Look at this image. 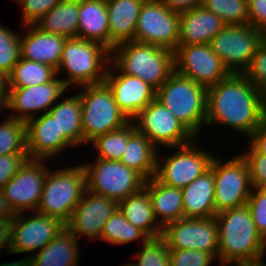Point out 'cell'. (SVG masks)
Listing matches in <instances>:
<instances>
[{
  "label": "cell",
  "instance_id": "cell-49",
  "mask_svg": "<svg viewBox=\"0 0 266 266\" xmlns=\"http://www.w3.org/2000/svg\"><path fill=\"white\" fill-rule=\"evenodd\" d=\"M11 234L12 220H0V250L6 248L7 254H10Z\"/></svg>",
  "mask_w": 266,
  "mask_h": 266
},
{
  "label": "cell",
  "instance_id": "cell-21",
  "mask_svg": "<svg viewBox=\"0 0 266 266\" xmlns=\"http://www.w3.org/2000/svg\"><path fill=\"white\" fill-rule=\"evenodd\" d=\"M27 155L30 159L59 156L72 145L58 132L55 118L45 112L26 122Z\"/></svg>",
  "mask_w": 266,
  "mask_h": 266
},
{
  "label": "cell",
  "instance_id": "cell-40",
  "mask_svg": "<svg viewBox=\"0 0 266 266\" xmlns=\"http://www.w3.org/2000/svg\"><path fill=\"white\" fill-rule=\"evenodd\" d=\"M170 266H211L217 258L206 251L193 249H169Z\"/></svg>",
  "mask_w": 266,
  "mask_h": 266
},
{
  "label": "cell",
  "instance_id": "cell-33",
  "mask_svg": "<svg viewBox=\"0 0 266 266\" xmlns=\"http://www.w3.org/2000/svg\"><path fill=\"white\" fill-rule=\"evenodd\" d=\"M57 72L49 65L20 58L8 75L9 88L43 85L52 81Z\"/></svg>",
  "mask_w": 266,
  "mask_h": 266
},
{
  "label": "cell",
  "instance_id": "cell-31",
  "mask_svg": "<svg viewBox=\"0 0 266 266\" xmlns=\"http://www.w3.org/2000/svg\"><path fill=\"white\" fill-rule=\"evenodd\" d=\"M61 101V102H60ZM48 111L56 120L58 132L72 145V148L83 145L81 124V101L77 93L66 98L61 97Z\"/></svg>",
  "mask_w": 266,
  "mask_h": 266
},
{
  "label": "cell",
  "instance_id": "cell-38",
  "mask_svg": "<svg viewBox=\"0 0 266 266\" xmlns=\"http://www.w3.org/2000/svg\"><path fill=\"white\" fill-rule=\"evenodd\" d=\"M141 250L133 254L136 263L129 262L124 266H170V252L166 242L161 238L149 239L141 244Z\"/></svg>",
  "mask_w": 266,
  "mask_h": 266
},
{
  "label": "cell",
  "instance_id": "cell-15",
  "mask_svg": "<svg viewBox=\"0 0 266 266\" xmlns=\"http://www.w3.org/2000/svg\"><path fill=\"white\" fill-rule=\"evenodd\" d=\"M46 162L45 159L28 158L3 186L2 194L15 214L36 211L48 173Z\"/></svg>",
  "mask_w": 266,
  "mask_h": 266
},
{
  "label": "cell",
  "instance_id": "cell-25",
  "mask_svg": "<svg viewBox=\"0 0 266 266\" xmlns=\"http://www.w3.org/2000/svg\"><path fill=\"white\" fill-rule=\"evenodd\" d=\"M184 218L215 217V178L209 168L201 176L182 188Z\"/></svg>",
  "mask_w": 266,
  "mask_h": 266
},
{
  "label": "cell",
  "instance_id": "cell-46",
  "mask_svg": "<svg viewBox=\"0 0 266 266\" xmlns=\"http://www.w3.org/2000/svg\"><path fill=\"white\" fill-rule=\"evenodd\" d=\"M248 24L266 35V0H248Z\"/></svg>",
  "mask_w": 266,
  "mask_h": 266
},
{
  "label": "cell",
  "instance_id": "cell-54",
  "mask_svg": "<svg viewBox=\"0 0 266 266\" xmlns=\"http://www.w3.org/2000/svg\"><path fill=\"white\" fill-rule=\"evenodd\" d=\"M263 253H264V257L266 255V234L263 237Z\"/></svg>",
  "mask_w": 266,
  "mask_h": 266
},
{
  "label": "cell",
  "instance_id": "cell-22",
  "mask_svg": "<svg viewBox=\"0 0 266 266\" xmlns=\"http://www.w3.org/2000/svg\"><path fill=\"white\" fill-rule=\"evenodd\" d=\"M23 28L26 33L20 34V58L49 65L57 71L67 37L42 32L35 25Z\"/></svg>",
  "mask_w": 266,
  "mask_h": 266
},
{
  "label": "cell",
  "instance_id": "cell-19",
  "mask_svg": "<svg viewBox=\"0 0 266 266\" xmlns=\"http://www.w3.org/2000/svg\"><path fill=\"white\" fill-rule=\"evenodd\" d=\"M109 66L104 82L111 89L119 109L132 121L156 98V90L139 77L122 73L111 61Z\"/></svg>",
  "mask_w": 266,
  "mask_h": 266
},
{
  "label": "cell",
  "instance_id": "cell-12",
  "mask_svg": "<svg viewBox=\"0 0 266 266\" xmlns=\"http://www.w3.org/2000/svg\"><path fill=\"white\" fill-rule=\"evenodd\" d=\"M198 139L190 144L176 147L177 152L165 159L160 158L162 157L160 155L157 156L154 177L165 185L182 189L207 171L214 155L197 146Z\"/></svg>",
  "mask_w": 266,
  "mask_h": 266
},
{
  "label": "cell",
  "instance_id": "cell-41",
  "mask_svg": "<svg viewBox=\"0 0 266 266\" xmlns=\"http://www.w3.org/2000/svg\"><path fill=\"white\" fill-rule=\"evenodd\" d=\"M243 74L266 96V37L258 45L250 66Z\"/></svg>",
  "mask_w": 266,
  "mask_h": 266
},
{
  "label": "cell",
  "instance_id": "cell-11",
  "mask_svg": "<svg viewBox=\"0 0 266 266\" xmlns=\"http://www.w3.org/2000/svg\"><path fill=\"white\" fill-rule=\"evenodd\" d=\"M136 129L156 147L174 149L190 144L196 137L156 98L133 120ZM174 148V149H173Z\"/></svg>",
  "mask_w": 266,
  "mask_h": 266
},
{
  "label": "cell",
  "instance_id": "cell-48",
  "mask_svg": "<svg viewBox=\"0 0 266 266\" xmlns=\"http://www.w3.org/2000/svg\"><path fill=\"white\" fill-rule=\"evenodd\" d=\"M172 12L183 13L202 6L204 0H161Z\"/></svg>",
  "mask_w": 266,
  "mask_h": 266
},
{
  "label": "cell",
  "instance_id": "cell-36",
  "mask_svg": "<svg viewBox=\"0 0 266 266\" xmlns=\"http://www.w3.org/2000/svg\"><path fill=\"white\" fill-rule=\"evenodd\" d=\"M129 139V123L123 127L96 137L92 144L97 157L105 160L120 161Z\"/></svg>",
  "mask_w": 266,
  "mask_h": 266
},
{
  "label": "cell",
  "instance_id": "cell-28",
  "mask_svg": "<svg viewBox=\"0 0 266 266\" xmlns=\"http://www.w3.org/2000/svg\"><path fill=\"white\" fill-rule=\"evenodd\" d=\"M77 38L98 42L109 49L106 0H79Z\"/></svg>",
  "mask_w": 266,
  "mask_h": 266
},
{
  "label": "cell",
  "instance_id": "cell-14",
  "mask_svg": "<svg viewBox=\"0 0 266 266\" xmlns=\"http://www.w3.org/2000/svg\"><path fill=\"white\" fill-rule=\"evenodd\" d=\"M16 213L12 220L10 254L38 253L66 227L59 219L36 211ZM25 215V216H24ZM36 251V252H35Z\"/></svg>",
  "mask_w": 266,
  "mask_h": 266
},
{
  "label": "cell",
  "instance_id": "cell-52",
  "mask_svg": "<svg viewBox=\"0 0 266 266\" xmlns=\"http://www.w3.org/2000/svg\"><path fill=\"white\" fill-rule=\"evenodd\" d=\"M0 266H32V265H31L30 258L26 257L22 260L20 259L15 262L13 261V262H7V263L0 264Z\"/></svg>",
  "mask_w": 266,
  "mask_h": 266
},
{
  "label": "cell",
  "instance_id": "cell-4",
  "mask_svg": "<svg viewBox=\"0 0 266 266\" xmlns=\"http://www.w3.org/2000/svg\"><path fill=\"white\" fill-rule=\"evenodd\" d=\"M208 88L174 71L156 91L161 102L198 138L206 124Z\"/></svg>",
  "mask_w": 266,
  "mask_h": 266
},
{
  "label": "cell",
  "instance_id": "cell-23",
  "mask_svg": "<svg viewBox=\"0 0 266 266\" xmlns=\"http://www.w3.org/2000/svg\"><path fill=\"white\" fill-rule=\"evenodd\" d=\"M225 26L223 21L203 6L180 14L178 45L210 44Z\"/></svg>",
  "mask_w": 266,
  "mask_h": 266
},
{
  "label": "cell",
  "instance_id": "cell-9",
  "mask_svg": "<svg viewBox=\"0 0 266 266\" xmlns=\"http://www.w3.org/2000/svg\"><path fill=\"white\" fill-rule=\"evenodd\" d=\"M266 35L251 24L225 25L210 46L230 73L243 74Z\"/></svg>",
  "mask_w": 266,
  "mask_h": 266
},
{
  "label": "cell",
  "instance_id": "cell-8",
  "mask_svg": "<svg viewBox=\"0 0 266 266\" xmlns=\"http://www.w3.org/2000/svg\"><path fill=\"white\" fill-rule=\"evenodd\" d=\"M82 164L86 173L87 190L106 196L117 203L144 188L146 179L120 161L96 158Z\"/></svg>",
  "mask_w": 266,
  "mask_h": 266
},
{
  "label": "cell",
  "instance_id": "cell-6",
  "mask_svg": "<svg viewBox=\"0 0 266 266\" xmlns=\"http://www.w3.org/2000/svg\"><path fill=\"white\" fill-rule=\"evenodd\" d=\"M86 189L83 165L54 171L48 168L36 212L59 219L66 225Z\"/></svg>",
  "mask_w": 266,
  "mask_h": 266
},
{
  "label": "cell",
  "instance_id": "cell-35",
  "mask_svg": "<svg viewBox=\"0 0 266 266\" xmlns=\"http://www.w3.org/2000/svg\"><path fill=\"white\" fill-rule=\"evenodd\" d=\"M27 153L26 123L7 117L0 123V156Z\"/></svg>",
  "mask_w": 266,
  "mask_h": 266
},
{
  "label": "cell",
  "instance_id": "cell-18",
  "mask_svg": "<svg viewBox=\"0 0 266 266\" xmlns=\"http://www.w3.org/2000/svg\"><path fill=\"white\" fill-rule=\"evenodd\" d=\"M58 76L59 74L52 81L43 85L9 88L7 104L4 109L15 112L9 117L26 123L35 118L36 113L48 112L60 100L64 92L70 90Z\"/></svg>",
  "mask_w": 266,
  "mask_h": 266
},
{
  "label": "cell",
  "instance_id": "cell-1",
  "mask_svg": "<svg viewBox=\"0 0 266 266\" xmlns=\"http://www.w3.org/2000/svg\"><path fill=\"white\" fill-rule=\"evenodd\" d=\"M265 118L266 96L244 74L208 88L205 126L218 123L249 137Z\"/></svg>",
  "mask_w": 266,
  "mask_h": 266
},
{
  "label": "cell",
  "instance_id": "cell-34",
  "mask_svg": "<svg viewBox=\"0 0 266 266\" xmlns=\"http://www.w3.org/2000/svg\"><path fill=\"white\" fill-rule=\"evenodd\" d=\"M150 238L140 229L132 225L117 208L104 224L101 240L111 245H124L133 241L141 240L146 243Z\"/></svg>",
  "mask_w": 266,
  "mask_h": 266
},
{
  "label": "cell",
  "instance_id": "cell-20",
  "mask_svg": "<svg viewBox=\"0 0 266 266\" xmlns=\"http://www.w3.org/2000/svg\"><path fill=\"white\" fill-rule=\"evenodd\" d=\"M117 208L115 200L86 189L65 226L79 241L82 235L91 240L101 239L104 224Z\"/></svg>",
  "mask_w": 266,
  "mask_h": 266
},
{
  "label": "cell",
  "instance_id": "cell-26",
  "mask_svg": "<svg viewBox=\"0 0 266 266\" xmlns=\"http://www.w3.org/2000/svg\"><path fill=\"white\" fill-rule=\"evenodd\" d=\"M155 217L164 227L168 223L184 218L182 189L165 185L152 177L145 181Z\"/></svg>",
  "mask_w": 266,
  "mask_h": 266
},
{
  "label": "cell",
  "instance_id": "cell-44",
  "mask_svg": "<svg viewBox=\"0 0 266 266\" xmlns=\"http://www.w3.org/2000/svg\"><path fill=\"white\" fill-rule=\"evenodd\" d=\"M241 154L249 166L252 188H266V155L246 150Z\"/></svg>",
  "mask_w": 266,
  "mask_h": 266
},
{
  "label": "cell",
  "instance_id": "cell-45",
  "mask_svg": "<svg viewBox=\"0 0 266 266\" xmlns=\"http://www.w3.org/2000/svg\"><path fill=\"white\" fill-rule=\"evenodd\" d=\"M28 158L27 153H13L0 156V191L19 171Z\"/></svg>",
  "mask_w": 266,
  "mask_h": 266
},
{
  "label": "cell",
  "instance_id": "cell-2",
  "mask_svg": "<svg viewBox=\"0 0 266 266\" xmlns=\"http://www.w3.org/2000/svg\"><path fill=\"white\" fill-rule=\"evenodd\" d=\"M218 224L217 260L220 266L264 260L263 237L257 231L248 205L215 215Z\"/></svg>",
  "mask_w": 266,
  "mask_h": 266
},
{
  "label": "cell",
  "instance_id": "cell-16",
  "mask_svg": "<svg viewBox=\"0 0 266 266\" xmlns=\"http://www.w3.org/2000/svg\"><path fill=\"white\" fill-rule=\"evenodd\" d=\"M174 65L177 73L206 88L230 74L210 44L178 45L174 51Z\"/></svg>",
  "mask_w": 266,
  "mask_h": 266
},
{
  "label": "cell",
  "instance_id": "cell-51",
  "mask_svg": "<svg viewBox=\"0 0 266 266\" xmlns=\"http://www.w3.org/2000/svg\"><path fill=\"white\" fill-rule=\"evenodd\" d=\"M15 213L12 211L4 198L2 191H0V220H13Z\"/></svg>",
  "mask_w": 266,
  "mask_h": 266
},
{
  "label": "cell",
  "instance_id": "cell-13",
  "mask_svg": "<svg viewBox=\"0 0 266 266\" xmlns=\"http://www.w3.org/2000/svg\"><path fill=\"white\" fill-rule=\"evenodd\" d=\"M180 14L161 0H145L137 19L134 41L174 52L179 43Z\"/></svg>",
  "mask_w": 266,
  "mask_h": 266
},
{
  "label": "cell",
  "instance_id": "cell-47",
  "mask_svg": "<svg viewBox=\"0 0 266 266\" xmlns=\"http://www.w3.org/2000/svg\"><path fill=\"white\" fill-rule=\"evenodd\" d=\"M250 146L247 152H258L259 154L266 155V118L249 136Z\"/></svg>",
  "mask_w": 266,
  "mask_h": 266
},
{
  "label": "cell",
  "instance_id": "cell-30",
  "mask_svg": "<svg viewBox=\"0 0 266 266\" xmlns=\"http://www.w3.org/2000/svg\"><path fill=\"white\" fill-rule=\"evenodd\" d=\"M118 208L128 222L150 239L161 237L163 227L155 217L149 194L144 188L120 201Z\"/></svg>",
  "mask_w": 266,
  "mask_h": 266
},
{
  "label": "cell",
  "instance_id": "cell-5",
  "mask_svg": "<svg viewBox=\"0 0 266 266\" xmlns=\"http://www.w3.org/2000/svg\"><path fill=\"white\" fill-rule=\"evenodd\" d=\"M111 61V51L102 44L81 38H67L57 75L62 69L67 74L64 84L71 89L104 82Z\"/></svg>",
  "mask_w": 266,
  "mask_h": 266
},
{
  "label": "cell",
  "instance_id": "cell-10",
  "mask_svg": "<svg viewBox=\"0 0 266 266\" xmlns=\"http://www.w3.org/2000/svg\"><path fill=\"white\" fill-rule=\"evenodd\" d=\"M213 156L210 169L215 178V213L246 205L252 190L250 170L246 159L239 153L222 162Z\"/></svg>",
  "mask_w": 266,
  "mask_h": 266
},
{
  "label": "cell",
  "instance_id": "cell-42",
  "mask_svg": "<svg viewBox=\"0 0 266 266\" xmlns=\"http://www.w3.org/2000/svg\"><path fill=\"white\" fill-rule=\"evenodd\" d=\"M61 0H18L22 8L23 26L35 25L43 15L48 13Z\"/></svg>",
  "mask_w": 266,
  "mask_h": 266
},
{
  "label": "cell",
  "instance_id": "cell-37",
  "mask_svg": "<svg viewBox=\"0 0 266 266\" xmlns=\"http://www.w3.org/2000/svg\"><path fill=\"white\" fill-rule=\"evenodd\" d=\"M202 6L225 25L248 24V0H204Z\"/></svg>",
  "mask_w": 266,
  "mask_h": 266
},
{
  "label": "cell",
  "instance_id": "cell-17",
  "mask_svg": "<svg viewBox=\"0 0 266 266\" xmlns=\"http://www.w3.org/2000/svg\"><path fill=\"white\" fill-rule=\"evenodd\" d=\"M161 238L169 249L211 252L217 258L218 224L212 218H182L162 228Z\"/></svg>",
  "mask_w": 266,
  "mask_h": 266
},
{
  "label": "cell",
  "instance_id": "cell-39",
  "mask_svg": "<svg viewBox=\"0 0 266 266\" xmlns=\"http://www.w3.org/2000/svg\"><path fill=\"white\" fill-rule=\"evenodd\" d=\"M19 59L20 33L0 24V71L9 75Z\"/></svg>",
  "mask_w": 266,
  "mask_h": 266
},
{
  "label": "cell",
  "instance_id": "cell-43",
  "mask_svg": "<svg viewBox=\"0 0 266 266\" xmlns=\"http://www.w3.org/2000/svg\"><path fill=\"white\" fill-rule=\"evenodd\" d=\"M247 205L257 231L266 234V188H252Z\"/></svg>",
  "mask_w": 266,
  "mask_h": 266
},
{
  "label": "cell",
  "instance_id": "cell-55",
  "mask_svg": "<svg viewBox=\"0 0 266 266\" xmlns=\"http://www.w3.org/2000/svg\"><path fill=\"white\" fill-rule=\"evenodd\" d=\"M264 260H262V261H259L258 262V266H266V263H265V261L263 262Z\"/></svg>",
  "mask_w": 266,
  "mask_h": 266
},
{
  "label": "cell",
  "instance_id": "cell-24",
  "mask_svg": "<svg viewBox=\"0 0 266 266\" xmlns=\"http://www.w3.org/2000/svg\"><path fill=\"white\" fill-rule=\"evenodd\" d=\"M145 0H106L109 22V50L134 41L137 19Z\"/></svg>",
  "mask_w": 266,
  "mask_h": 266
},
{
  "label": "cell",
  "instance_id": "cell-53",
  "mask_svg": "<svg viewBox=\"0 0 266 266\" xmlns=\"http://www.w3.org/2000/svg\"><path fill=\"white\" fill-rule=\"evenodd\" d=\"M232 266H258V262H252V263H233Z\"/></svg>",
  "mask_w": 266,
  "mask_h": 266
},
{
  "label": "cell",
  "instance_id": "cell-50",
  "mask_svg": "<svg viewBox=\"0 0 266 266\" xmlns=\"http://www.w3.org/2000/svg\"><path fill=\"white\" fill-rule=\"evenodd\" d=\"M8 92V75L0 71V112H4V107L7 104Z\"/></svg>",
  "mask_w": 266,
  "mask_h": 266
},
{
  "label": "cell",
  "instance_id": "cell-3",
  "mask_svg": "<svg viewBox=\"0 0 266 266\" xmlns=\"http://www.w3.org/2000/svg\"><path fill=\"white\" fill-rule=\"evenodd\" d=\"M111 62L122 73L139 77L156 91L175 71L174 52L136 41L114 47Z\"/></svg>",
  "mask_w": 266,
  "mask_h": 266
},
{
  "label": "cell",
  "instance_id": "cell-29",
  "mask_svg": "<svg viewBox=\"0 0 266 266\" xmlns=\"http://www.w3.org/2000/svg\"><path fill=\"white\" fill-rule=\"evenodd\" d=\"M78 238L66 227L43 249L30 257L32 266H79Z\"/></svg>",
  "mask_w": 266,
  "mask_h": 266
},
{
  "label": "cell",
  "instance_id": "cell-27",
  "mask_svg": "<svg viewBox=\"0 0 266 266\" xmlns=\"http://www.w3.org/2000/svg\"><path fill=\"white\" fill-rule=\"evenodd\" d=\"M158 148L129 122V139L120 162L136 170L146 180L155 176Z\"/></svg>",
  "mask_w": 266,
  "mask_h": 266
},
{
  "label": "cell",
  "instance_id": "cell-7",
  "mask_svg": "<svg viewBox=\"0 0 266 266\" xmlns=\"http://www.w3.org/2000/svg\"><path fill=\"white\" fill-rule=\"evenodd\" d=\"M83 144L119 129L130 120L119 109L111 89L105 82L80 86Z\"/></svg>",
  "mask_w": 266,
  "mask_h": 266
},
{
  "label": "cell",
  "instance_id": "cell-32",
  "mask_svg": "<svg viewBox=\"0 0 266 266\" xmlns=\"http://www.w3.org/2000/svg\"><path fill=\"white\" fill-rule=\"evenodd\" d=\"M79 0H61L35 24L42 32L77 38Z\"/></svg>",
  "mask_w": 266,
  "mask_h": 266
}]
</instances>
